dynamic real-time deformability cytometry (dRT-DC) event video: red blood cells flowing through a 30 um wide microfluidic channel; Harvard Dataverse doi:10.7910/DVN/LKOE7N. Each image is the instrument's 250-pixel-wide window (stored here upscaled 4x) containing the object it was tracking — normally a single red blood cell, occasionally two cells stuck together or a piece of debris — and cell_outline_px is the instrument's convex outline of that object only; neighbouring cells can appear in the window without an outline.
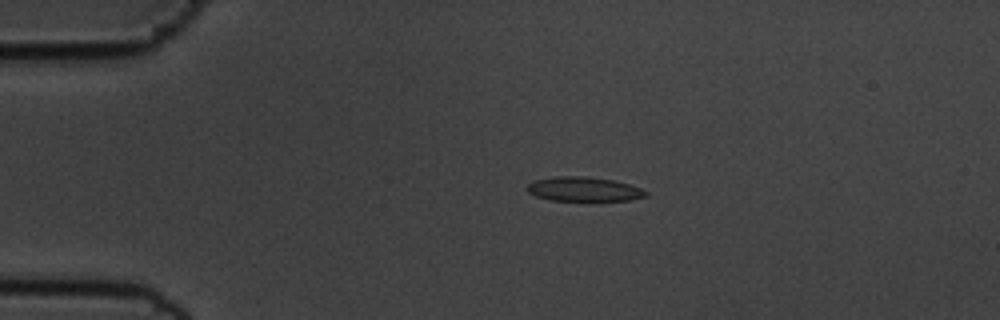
{"species": "common noctule bat (a hibernating species)", "species_latin": "Nyctalus noctula", "temperature_condition": "cold", "stored_images_in_passage": 46, "camera_frame_rate_fps": 3000, "um_per_image_px": 0.085, "animal": {"sex": "male", "body_mass_g": 19.5, "forearm_length_mm": 54.6}, "frame": {"image": 1, "passage_image": 2, "time_ms": 0.333, "image_size_px": [1000, 320], "cell_outline_px": [[648, 196], [632, 200], [596, 204], [552, 200], [536, 196], [528, 192], [528, 184], [532, 180], [552, 176], [584, 176], [612, 180], [628, 184], [640, 188], [648, 192]], "centroid_in_image_um": [49.67, 16.13], "position_along_channel_um": 35.3, "area_um2": 17.92}}
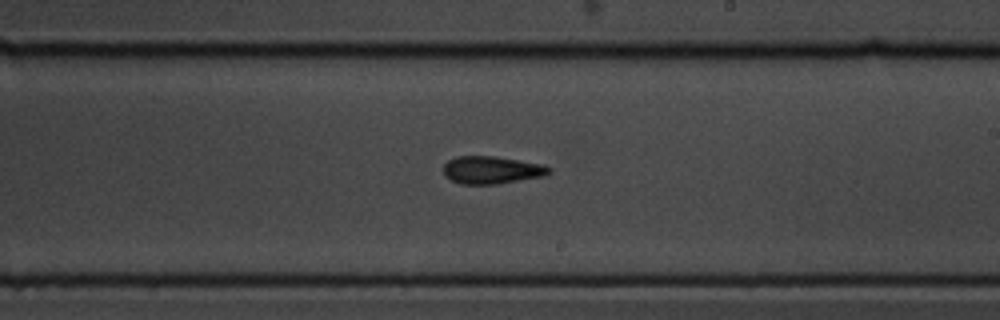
{"frame": {"image": 2, "passage_image": 23, "time_ms": 7.333, "image_size_px": [1000, 320], "cell_outline_px": [[552, 172], [544, 176], [496, 184], [460, 184], [444, 176], [444, 164], [448, 160], [456, 156], [496, 156], [544, 164], [552, 168]], "centroid_in_image_um": [41.81, 14.44], "position_along_channel_um": 247.2, "area_um2": 17.17}}
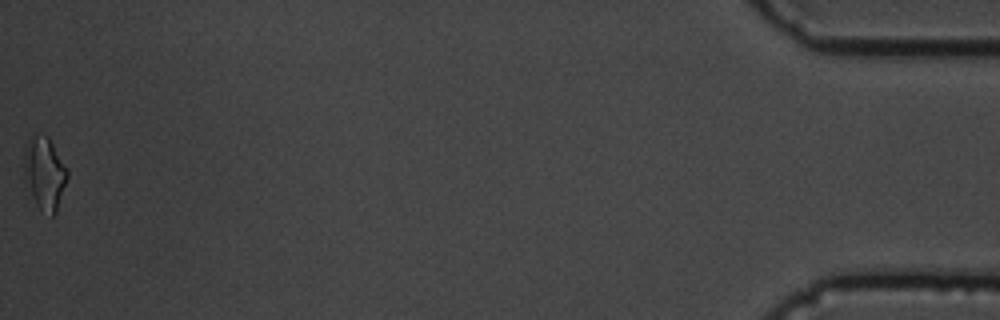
{"frame": {"image": 3, "passage_image": 46, "time_ms": 15.0, "image_size_px": [1000, 320], "cell_outline_px": [[68, 176], [56, 212], [52, 216], [40, 208], [36, 204], [24, 184], [24, 152], [28, 140], [36, 136], [48, 136], [68, 168]], "centroid_in_image_um": [3.79, 14.74], "position_along_channel_um": 431.4, "area_um2": 18.21}, "authors_computed_cell_mechanics": {"area_um2": 16.7331, "velocity_mm_per_s": 3.6191, "shape_relaxation_time_tau1_ms": 3.6469, "shape_relaxation_time_tau2_ms": 3.3001, "deformation_change_tau1": 0.1526, "deformation_change_tau2": 0.1277}}